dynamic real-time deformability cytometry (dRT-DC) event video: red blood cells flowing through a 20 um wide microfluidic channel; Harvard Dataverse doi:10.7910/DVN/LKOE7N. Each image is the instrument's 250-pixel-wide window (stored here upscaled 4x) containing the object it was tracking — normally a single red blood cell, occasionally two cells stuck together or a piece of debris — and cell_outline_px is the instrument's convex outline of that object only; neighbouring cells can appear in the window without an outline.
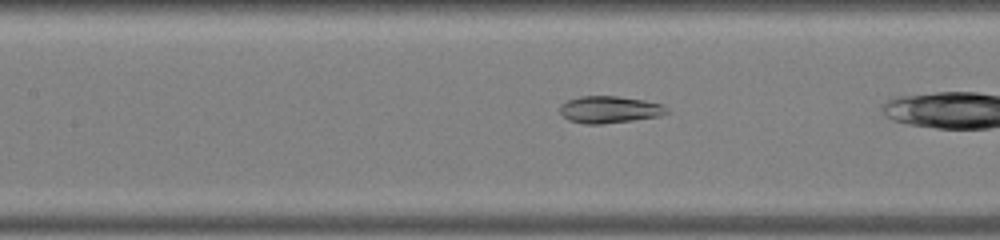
{"species": "common noctule bat (a hibernating species)", "species_latin": "Nyctalus noctula", "temperature_condition": "warm", "stored_images_in_passage": 22, "camera_frame_rate_fps": 3000, "um_per_image_px": 0.085, "animal": {"sex": "male", "body_mass_g": 19.0, "forearm_length_mm": 50.8}, "frame": {"image": 1, "passage_image": 7, "time_ms": 2.0, "image_size_px": [1000, 240], "cell_outline_px": [[668, 112], [660, 116], [604, 124], [584, 124], [568, 120], [560, 112], [560, 104], [568, 100], [580, 96], [616, 96], [644, 100], [664, 104], [668, 108]], "centroid_in_image_um": [51.81, 9.31], "position_along_channel_um": 155.6, "area_um2": 16.88}}
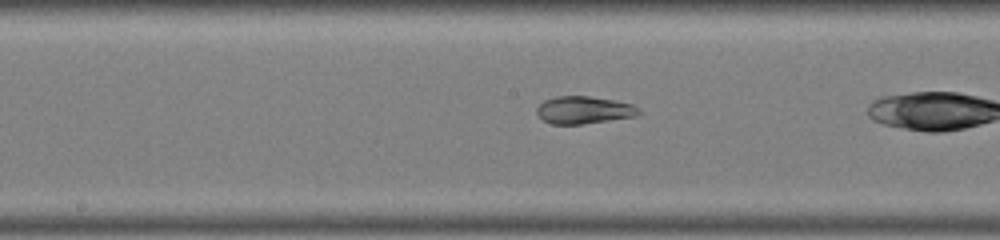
{"frame": {"image": 2, "passage_image": 10, "time_ms": 3.0, "image_size_px": [1000, 240], "cell_outline_px": [[640, 112], [636, 116], [584, 124], [552, 124], [544, 120], [536, 112], [536, 108], [544, 100], [556, 96], [588, 96], [612, 100], [632, 104], [640, 108]], "centroid_in_image_um": [49.63, 9.35], "position_along_channel_um": 198.6, "area_um2": 16.24}}